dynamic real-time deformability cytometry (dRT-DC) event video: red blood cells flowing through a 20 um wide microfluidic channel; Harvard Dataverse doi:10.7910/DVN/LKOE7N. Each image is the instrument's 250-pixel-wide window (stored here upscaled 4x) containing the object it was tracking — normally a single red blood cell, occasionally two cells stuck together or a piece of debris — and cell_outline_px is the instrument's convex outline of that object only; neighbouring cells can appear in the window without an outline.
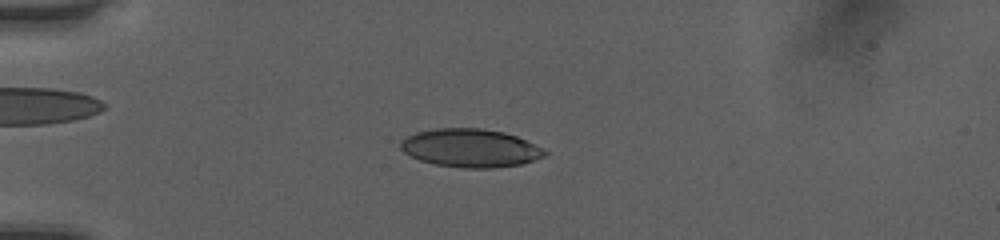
{"species": "human", "species_latin": "Homo sapiens", "temperature_condition": "room temperature", "stored_images_in_passage": 52, "camera_frame_rate_fps": 3000, "um_per_image_px": 0.085, "donor": {"sex": "female"}, "frame": {"image": 1, "passage_image": 15, "time_ms": 4.667, "image_size_px": [1000, 240], "cell_outline_px": [[548, 152], [544, 156], [520, 164], [496, 168], [460, 168], [436, 164], [420, 160], [404, 152], [400, 148], [400, 144], [408, 136], [416, 132], [436, 128], [480, 128], [504, 132], [516, 136]], "centroid_in_image_um": [39.96, 12.58], "position_along_channel_um": 45.0, "area_um2": 31.79}}
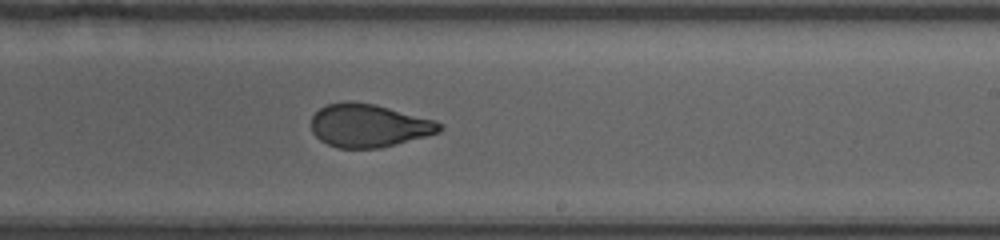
{"frame": {"image": 2, "passage_image": 33, "time_ms": 10.667, "image_size_px": [1000, 240], "cell_outline_px": [[444, 128], [440, 132], [380, 148], [336, 148], [320, 140], [312, 132], [312, 116], [320, 108], [328, 104], [348, 100], [352, 100], [376, 104], [436, 120], [444, 124]], "centroid_in_image_um": [31.36, 10.66], "position_along_channel_um": 257.6, "area_um2": 32.48}}
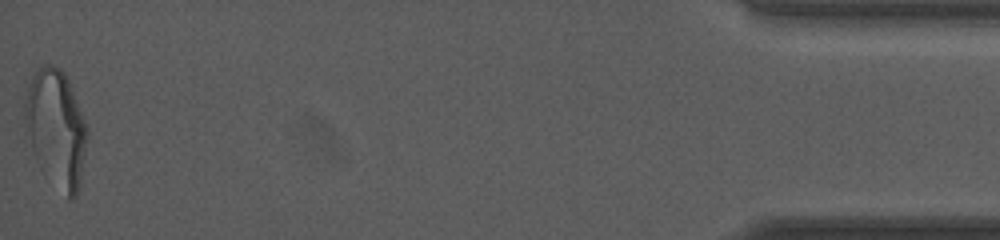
{"frame": {"image": 3, "passage_image": 52, "time_ms": 17.0, "image_size_px": [1000, 240], "cell_outline_px": [[88, 132], [80, 184], [76, 196], [72, 200], [68, 200], [40, 168], [24, 140], [24, 104], [28, 88], [32, 76], [44, 64], [52, 64], [60, 68], [64, 72], [68, 80], [88, 124]], "centroid_in_image_um": [4.74, 10.94], "position_along_channel_um": 430.5, "area_um2": 43.47}, "authors_computed_cell_mechanics": {"area_um2": 32.8015, "velocity_mm_per_s": 4.0809, "shape_relaxation_time_tau1_ms": 5.647, "shape_relaxation_time_tau2_ms": 0.973, "deformation_change_tau1": 0.1965, "deformation_change_tau2": 0.0695}}